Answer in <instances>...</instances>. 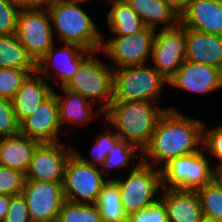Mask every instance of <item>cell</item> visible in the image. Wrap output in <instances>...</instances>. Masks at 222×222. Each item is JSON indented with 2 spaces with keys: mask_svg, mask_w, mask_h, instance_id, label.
Returning <instances> with one entry per match:
<instances>
[{
  "mask_svg": "<svg viewBox=\"0 0 222 222\" xmlns=\"http://www.w3.org/2000/svg\"><path fill=\"white\" fill-rule=\"evenodd\" d=\"M204 125V121L168 107L159 118L149 144L140 155L142 162L152 166L163 163L164 166L172 159L201 151Z\"/></svg>",
  "mask_w": 222,
  "mask_h": 222,
  "instance_id": "obj_1",
  "label": "cell"
},
{
  "mask_svg": "<svg viewBox=\"0 0 222 222\" xmlns=\"http://www.w3.org/2000/svg\"><path fill=\"white\" fill-rule=\"evenodd\" d=\"M167 109L147 100L112 101L103 117L106 124L118 130L115 132L121 140L143 151L150 142L159 118Z\"/></svg>",
  "mask_w": 222,
  "mask_h": 222,
  "instance_id": "obj_2",
  "label": "cell"
},
{
  "mask_svg": "<svg viewBox=\"0 0 222 222\" xmlns=\"http://www.w3.org/2000/svg\"><path fill=\"white\" fill-rule=\"evenodd\" d=\"M46 8L60 43L76 44L89 51L101 50L104 37L91 16L78 4L52 0Z\"/></svg>",
  "mask_w": 222,
  "mask_h": 222,
  "instance_id": "obj_3",
  "label": "cell"
},
{
  "mask_svg": "<svg viewBox=\"0 0 222 222\" xmlns=\"http://www.w3.org/2000/svg\"><path fill=\"white\" fill-rule=\"evenodd\" d=\"M99 51H92L79 65L78 70L64 88L70 92L81 94L93 104L104 101L99 106L105 112L113 99L114 67H108L96 56Z\"/></svg>",
  "mask_w": 222,
  "mask_h": 222,
  "instance_id": "obj_4",
  "label": "cell"
},
{
  "mask_svg": "<svg viewBox=\"0 0 222 222\" xmlns=\"http://www.w3.org/2000/svg\"><path fill=\"white\" fill-rule=\"evenodd\" d=\"M124 180L111 178L119 187L122 206L129 216L159 200L157 192L162 189L161 169L142 162L140 158ZM156 194V195H155Z\"/></svg>",
  "mask_w": 222,
  "mask_h": 222,
  "instance_id": "obj_5",
  "label": "cell"
},
{
  "mask_svg": "<svg viewBox=\"0 0 222 222\" xmlns=\"http://www.w3.org/2000/svg\"><path fill=\"white\" fill-rule=\"evenodd\" d=\"M168 80L146 64L114 69L112 101L157 102Z\"/></svg>",
  "mask_w": 222,
  "mask_h": 222,
  "instance_id": "obj_6",
  "label": "cell"
},
{
  "mask_svg": "<svg viewBox=\"0 0 222 222\" xmlns=\"http://www.w3.org/2000/svg\"><path fill=\"white\" fill-rule=\"evenodd\" d=\"M203 150L170 160L162 166L163 189L194 190L204 187L216 178Z\"/></svg>",
  "mask_w": 222,
  "mask_h": 222,
  "instance_id": "obj_7",
  "label": "cell"
},
{
  "mask_svg": "<svg viewBox=\"0 0 222 222\" xmlns=\"http://www.w3.org/2000/svg\"><path fill=\"white\" fill-rule=\"evenodd\" d=\"M19 41L35 63L55 45L51 18L46 7L22 8L18 16Z\"/></svg>",
  "mask_w": 222,
  "mask_h": 222,
  "instance_id": "obj_8",
  "label": "cell"
},
{
  "mask_svg": "<svg viewBox=\"0 0 222 222\" xmlns=\"http://www.w3.org/2000/svg\"><path fill=\"white\" fill-rule=\"evenodd\" d=\"M105 179L99 166L84 163L73 153L65 167V199L74 203L95 204L102 187L110 180Z\"/></svg>",
  "mask_w": 222,
  "mask_h": 222,
  "instance_id": "obj_9",
  "label": "cell"
},
{
  "mask_svg": "<svg viewBox=\"0 0 222 222\" xmlns=\"http://www.w3.org/2000/svg\"><path fill=\"white\" fill-rule=\"evenodd\" d=\"M156 30L145 27L126 36L115 35L102 43L101 50L115 68L147 64L151 59ZM106 42V43H105Z\"/></svg>",
  "mask_w": 222,
  "mask_h": 222,
  "instance_id": "obj_10",
  "label": "cell"
},
{
  "mask_svg": "<svg viewBox=\"0 0 222 222\" xmlns=\"http://www.w3.org/2000/svg\"><path fill=\"white\" fill-rule=\"evenodd\" d=\"M186 28L177 24L155 33L151 59L153 67L168 81L185 60Z\"/></svg>",
  "mask_w": 222,
  "mask_h": 222,
  "instance_id": "obj_11",
  "label": "cell"
},
{
  "mask_svg": "<svg viewBox=\"0 0 222 222\" xmlns=\"http://www.w3.org/2000/svg\"><path fill=\"white\" fill-rule=\"evenodd\" d=\"M22 195L32 222H56L66 201L63 182L25 180Z\"/></svg>",
  "mask_w": 222,
  "mask_h": 222,
  "instance_id": "obj_12",
  "label": "cell"
},
{
  "mask_svg": "<svg viewBox=\"0 0 222 222\" xmlns=\"http://www.w3.org/2000/svg\"><path fill=\"white\" fill-rule=\"evenodd\" d=\"M68 147L61 142L40 143L25 173L26 180L63 182L67 161L74 151Z\"/></svg>",
  "mask_w": 222,
  "mask_h": 222,
  "instance_id": "obj_13",
  "label": "cell"
},
{
  "mask_svg": "<svg viewBox=\"0 0 222 222\" xmlns=\"http://www.w3.org/2000/svg\"><path fill=\"white\" fill-rule=\"evenodd\" d=\"M53 45L48 52L36 63V71L41 74L45 79L46 76L55 80V83H60L64 87L67 82L73 77V74L78 70L80 63L92 52L86 50L76 44L63 43L57 50H54ZM49 66V67H48ZM55 72L51 76L52 72ZM51 73V74H50Z\"/></svg>",
  "mask_w": 222,
  "mask_h": 222,
  "instance_id": "obj_14",
  "label": "cell"
},
{
  "mask_svg": "<svg viewBox=\"0 0 222 222\" xmlns=\"http://www.w3.org/2000/svg\"><path fill=\"white\" fill-rule=\"evenodd\" d=\"M61 129L58 102L54 92L20 123V133L39 143L59 142Z\"/></svg>",
  "mask_w": 222,
  "mask_h": 222,
  "instance_id": "obj_15",
  "label": "cell"
},
{
  "mask_svg": "<svg viewBox=\"0 0 222 222\" xmlns=\"http://www.w3.org/2000/svg\"><path fill=\"white\" fill-rule=\"evenodd\" d=\"M173 86L192 93L207 94L222 89L219 68L200 62L185 61L168 81Z\"/></svg>",
  "mask_w": 222,
  "mask_h": 222,
  "instance_id": "obj_16",
  "label": "cell"
},
{
  "mask_svg": "<svg viewBox=\"0 0 222 222\" xmlns=\"http://www.w3.org/2000/svg\"><path fill=\"white\" fill-rule=\"evenodd\" d=\"M180 23L185 28L222 36V0H190Z\"/></svg>",
  "mask_w": 222,
  "mask_h": 222,
  "instance_id": "obj_17",
  "label": "cell"
},
{
  "mask_svg": "<svg viewBox=\"0 0 222 222\" xmlns=\"http://www.w3.org/2000/svg\"><path fill=\"white\" fill-rule=\"evenodd\" d=\"M185 60L219 68L222 63V36L186 28Z\"/></svg>",
  "mask_w": 222,
  "mask_h": 222,
  "instance_id": "obj_18",
  "label": "cell"
},
{
  "mask_svg": "<svg viewBox=\"0 0 222 222\" xmlns=\"http://www.w3.org/2000/svg\"><path fill=\"white\" fill-rule=\"evenodd\" d=\"M45 80L37 71L29 74L12 99L13 109L20 123L53 93L54 89Z\"/></svg>",
  "mask_w": 222,
  "mask_h": 222,
  "instance_id": "obj_19",
  "label": "cell"
},
{
  "mask_svg": "<svg viewBox=\"0 0 222 222\" xmlns=\"http://www.w3.org/2000/svg\"><path fill=\"white\" fill-rule=\"evenodd\" d=\"M159 199L167 210L168 222H201L203 212L194 190L162 189Z\"/></svg>",
  "mask_w": 222,
  "mask_h": 222,
  "instance_id": "obj_20",
  "label": "cell"
},
{
  "mask_svg": "<svg viewBox=\"0 0 222 222\" xmlns=\"http://www.w3.org/2000/svg\"><path fill=\"white\" fill-rule=\"evenodd\" d=\"M40 143L19 133L2 137L0 146V165L27 172L33 153Z\"/></svg>",
  "mask_w": 222,
  "mask_h": 222,
  "instance_id": "obj_21",
  "label": "cell"
},
{
  "mask_svg": "<svg viewBox=\"0 0 222 222\" xmlns=\"http://www.w3.org/2000/svg\"><path fill=\"white\" fill-rule=\"evenodd\" d=\"M61 91L65 96H61L53 91L57 97L59 124L61 128L64 122H72L75 125L84 124L92 120V118L104 116V112L99 107L93 111L92 106L94 104L81 94L70 92L64 87H61Z\"/></svg>",
  "mask_w": 222,
  "mask_h": 222,
  "instance_id": "obj_22",
  "label": "cell"
},
{
  "mask_svg": "<svg viewBox=\"0 0 222 222\" xmlns=\"http://www.w3.org/2000/svg\"><path fill=\"white\" fill-rule=\"evenodd\" d=\"M139 15L146 27L157 30L171 28L180 23V16L161 0H125Z\"/></svg>",
  "mask_w": 222,
  "mask_h": 222,
  "instance_id": "obj_23",
  "label": "cell"
},
{
  "mask_svg": "<svg viewBox=\"0 0 222 222\" xmlns=\"http://www.w3.org/2000/svg\"><path fill=\"white\" fill-rule=\"evenodd\" d=\"M112 4L107 15V25L110 33L126 36L142 31L146 26L139 15L125 0H108Z\"/></svg>",
  "mask_w": 222,
  "mask_h": 222,
  "instance_id": "obj_24",
  "label": "cell"
},
{
  "mask_svg": "<svg viewBox=\"0 0 222 222\" xmlns=\"http://www.w3.org/2000/svg\"><path fill=\"white\" fill-rule=\"evenodd\" d=\"M0 68L36 70V63L16 34L0 35Z\"/></svg>",
  "mask_w": 222,
  "mask_h": 222,
  "instance_id": "obj_25",
  "label": "cell"
},
{
  "mask_svg": "<svg viewBox=\"0 0 222 222\" xmlns=\"http://www.w3.org/2000/svg\"><path fill=\"white\" fill-rule=\"evenodd\" d=\"M95 204L103 222L128 221V215L122 206L119 187L113 180H108L102 187Z\"/></svg>",
  "mask_w": 222,
  "mask_h": 222,
  "instance_id": "obj_26",
  "label": "cell"
},
{
  "mask_svg": "<svg viewBox=\"0 0 222 222\" xmlns=\"http://www.w3.org/2000/svg\"><path fill=\"white\" fill-rule=\"evenodd\" d=\"M135 151H142L135 145L119 139L113 149L109 151L106 160L99 166L104 176H109L110 171L113 169H123L130 167V160L137 158Z\"/></svg>",
  "mask_w": 222,
  "mask_h": 222,
  "instance_id": "obj_27",
  "label": "cell"
},
{
  "mask_svg": "<svg viewBox=\"0 0 222 222\" xmlns=\"http://www.w3.org/2000/svg\"><path fill=\"white\" fill-rule=\"evenodd\" d=\"M56 222H103L96 204L65 201Z\"/></svg>",
  "mask_w": 222,
  "mask_h": 222,
  "instance_id": "obj_28",
  "label": "cell"
},
{
  "mask_svg": "<svg viewBox=\"0 0 222 222\" xmlns=\"http://www.w3.org/2000/svg\"><path fill=\"white\" fill-rule=\"evenodd\" d=\"M203 215L222 220V184L217 178L196 190Z\"/></svg>",
  "mask_w": 222,
  "mask_h": 222,
  "instance_id": "obj_29",
  "label": "cell"
},
{
  "mask_svg": "<svg viewBox=\"0 0 222 222\" xmlns=\"http://www.w3.org/2000/svg\"><path fill=\"white\" fill-rule=\"evenodd\" d=\"M105 133H99L96 138L95 145L92 148L91 154L93 158L88 159L87 157L83 156L77 151L76 148L74 149L73 153L84 163L94 164L96 166H100L105 160L109 151L113 149L115 143L120 139L119 136L116 134L115 130L110 127V130L105 128Z\"/></svg>",
  "mask_w": 222,
  "mask_h": 222,
  "instance_id": "obj_30",
  "label": "cell"
},
{
  "mask_svg": "<svg viewBox=\"0 0 222 222\" xmlns=\"http://www.w3.org/2000/svg\"><path fill=\"white\" fill-rule=\"evenodd\" d=\"M36 70L0 68V97L12 100L26 77Z\"/></svg>",
  "mask_w": 222,
  "mask_h": 222,
  "instance_id": "obj_31",
  "label": "cell"
},
{
  "mask_svg": "<svg viewBox=\"0 0 222 222\" xmlns=\"http://www.w3.org/2000/svg\"><path fill=\"white\" fill-rule=\"evenodd\" d=\"M25 174L19 170L0 165V195H18L25 184Z\"/></svg>",
  "mask_w": 222,
  "mask_h": 222,
  "instance_id": "obj_32",
  "label": "cell"
},
{
  "mask_svg": "<svg viewBox=\"0 0 222 222\" xmlns=\"http://www.w3.org/2000/svg\"><path fill=\"white\" fill-rule=\"evenodd\" d=\"M20 133L18 121L12 100L0 97V137H8Z\"/></svg>",
  "mask_w": 222,
  "mask_h": 222,
  "instance_id": "obj_33",
  "label": "cell"
},
{
  "mask_svg": "<svg viewBox=\"0 0 222 222\" xmlns=\"http://www.w3.org/2000/svg\"><path fill=\"white\" fill-rule=\"evenodd\" d=\"M22 7L15 2L0 1V35L17 33L18 16Z\"/></svg>",
  "mask_w": 222,
  "mask_h": 222,
  "instance_id": "obj_34",
  "label": "cell"
},
{
  "mask_svg": "<svg viewBox=\"0 0 222 222\" xmlns=\"http://www.w3.org/2000/svg\"><path fill=\"white\" fill-rule=\"evenodd\" d=\"M127 222H168L167 210L159 199L149 207L130 214Z\"/></svg>",
  "mask_w": 222,
  "mask_h": 222,
  "instance_id": "obj_35",
  "label": "cell"
},
{
  "mask_svg": "<svg viewBox=\"0 0 222 222\" xmlns=\"http://www.w3.org/2000/svg\"><path fill=\"white\" fill-rule=\"evenodd\" d=\"M3 222H32L22 193L10 196L9 208Z\"/></svg>",
  "mask_w": 222,
  "mask_h": 222,
  "instance_id": "obj_36",
  "label": "cell"
},
{
  "mask_svg": "<svg viewBox=\"0 0 222 222\" xmlns=\"http://www.w3.org/2000/svg\"><path fill=\"white\" fill-rule=\"evenodd\" d=\"M205 128L206 125H204L203 148L209 151L208 153H210L212 157L214 156L216 159L220 160V163L214 167L217 169L222 165V124L210 130L207 129V131Z\"/></svg>",
  "mask_w": 222,
  "mask_h": 222,
  "instance_id": "obj_37",
  "label": "cell"
},
{
  "mask_svg": "<svg viewBox=\"0 0 222 222\" xmlns=\"http://www.w3.org/2000/svg\"><path fill=\"white\" fill-rule=\"evenodd\" d=\"M22 8L46 7L52 0H13Z\"/></svg>",
  "mask_w": 222,
  "mask_h": 222,
  "instance_id": "obj_38",
  "label": "cell"
},
{
  "mask_svg": "<svg viewBox=\"0 0 222 222\" xmlns=\"http://www.w3.org/2000/svg\"><path fill=\"white\" fill-rule=\"evenodd\" d=\"M168 4L179 16L186 10L190 0H161Z\"/></svg>",
  "mask_w": 222,
  "mask_h": 222,
  "instance_id": "obj_39",
  "label": "cell"
},
{
  "mask_svg": "<svg viewBox=\"0 0 222 222\" xmlns=\"http://www.w3.org/2000/svg\"><path fill=\"white\" fill-rule=\"evenodd\" d=\"M10 204V196L0 195V222H3Z\"/></svg>",
  "mask_w": 222,
  "mask_h": 222,
  "instance_id": "obj_40",
  "label": "cell"
},
{
  "mask_svg": "<svg viewBox=\"0 0 222 222\" xmlns=\"http://www.w3.org/2000/svg\"><path fill=\"white\" fill-rule=\"evenodd\" d=\"M201 222H222V220L203 215Z\"/></svg>",
  "mask_w": 222,
  "mask_h": 222,
  "instance_id": "obj_41",
  "label": "cell"
},
{
  "mask_svg": "<svg viewBox=\"0 0 222 222\" xmlns=\"http://www.w3.org/2000/svg\"><path fill=\"white\" fill-rule=\"evenodd\" d=\"M216 178L222 184V165L216 169Z\"/></svg>",
  "mask_w": 222,
  "mask_h": 222,
  "instance_id": "obj_42",
  "label": "cell"
},
{
  "mask_svg": "<svg viewBox=\"0 0 222 222\" xmlns=\"http://www.w3.org/2000/svg\"><path fill=\"white\" fill-rule=\"evenodd\" d=\"M63 1L80 5V3L84 2V1H89V0H63Z\"/></svg>",
  "mask_w": 222,
  "mask_h": 222,
  "instance_id": "obj_43",
  "label": "cell"
},
{
  "mask_svg": "<svg viewBox=\"0 0 222 222\" xmlns=\"http://www.w3.org/2000/svg\"><path fill=\"white\" fill-rule=\"evenodd\" d=\"M219 74H220V79L222 81V63L220 65V67H219Z\"/></svg>",
  "mask_w": 222,
  "mask_h": 222,
  "instance_id": "obj_44",
  "label": "cell"
},
{
  "mask_svg": "<svg viewBox=\"0 0 222 222\" xmlns=\"http://www.w3.org/2000/svg\"><path fill=\"white\" fill-rule=\"evenodd\" d=\"M0 1H3V2H14L13 0H0Z\"/></svg>",
  "mask_w": 222,
  "mask_h": 222,
  "instance_id": "obj_45",
  "label": "cell"
}]
</instances>
